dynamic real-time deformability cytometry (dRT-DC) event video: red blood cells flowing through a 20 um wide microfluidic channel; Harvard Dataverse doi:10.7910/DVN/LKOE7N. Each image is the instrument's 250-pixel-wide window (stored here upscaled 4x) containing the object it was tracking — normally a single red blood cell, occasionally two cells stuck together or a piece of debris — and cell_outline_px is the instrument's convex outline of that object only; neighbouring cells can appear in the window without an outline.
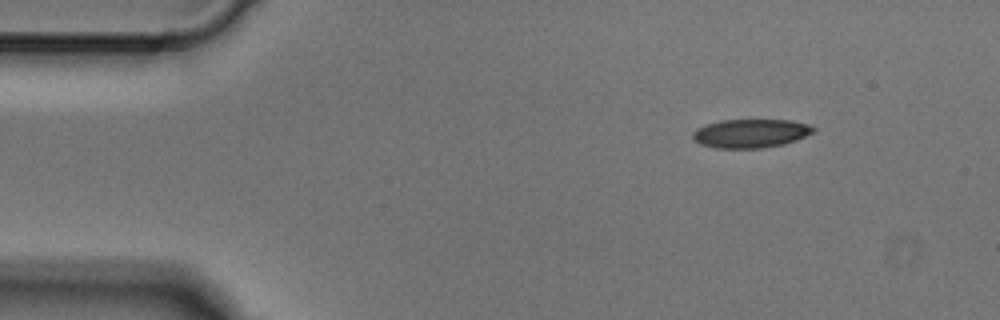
{"species": "Egyptian fruit bat (a non-hibernating species)", "species_latin": "Rousettus aegyptiacus", "temperature_condition": "cold", "stored_images_in_passage": 3, "camera_frame_rate_fps": 3000, "um_per_image_px": 0.085, "animal": {"sex": "male"}, "frame": {"image": 1, "passage_image": 1, "time_ms": 0.0, "image_size_px": [1000, 320], "cell_outline_px": [[816, 132], [796, 140], [784, 144], [760, 148], [716, 148], [700, 144], [692, 136], [692, 132], [696, 128], [704, 124], [720, 120], [792, 120], [808, 124], [816, 128]], "centroid_in_image_um": [63.82, 11.33], "position_along_channel_um": 21.2, "area_um2": 20.35}}
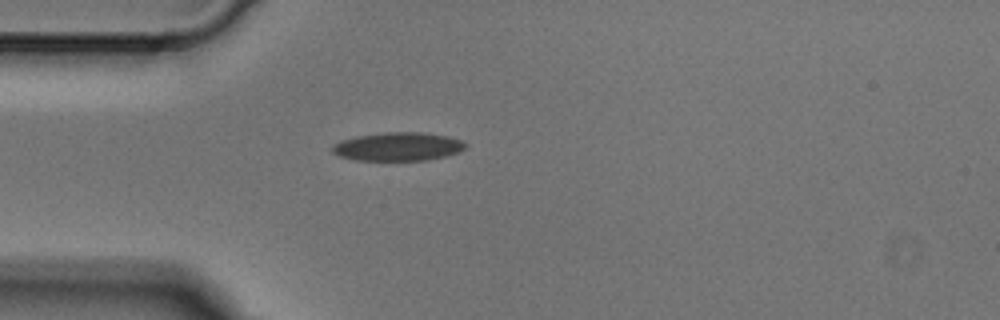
{"frame": {"image": 2, "passage_image": 3, "time_ms": 0.667, "image_size_px": [1000, 320], "cell_outline_px": [[468, 144], [464, 148], [456, 152], [444, 156], [428, 160], [356, 160], [340, 156], [332, 152], [332, 144], [340, 140], [356, 136], [384, 132], [424, 132], [448, 136], [464, 140]], "centroid_in_image_um": [33.82, 12.44], "position_along_channel_um": 51.2, "area_um2": 22.2}}